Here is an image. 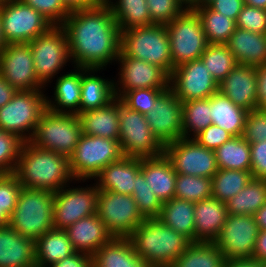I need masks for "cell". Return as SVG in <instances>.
<instances>
[{"instance_id":"cell-66","label":"cell","mask_w":266,"mask_h":267,"mask_svg":"<svg viewBox=\"0 0 266 267\" xmlns=\"http://www.w3.org/2000/svg\"><path fill=\"white\" fill-rule=\"evenodd\" d=\"M99 5H108L111 0H95Z\"/></svg>"},{"instance_id":"cell-67","label":"cell","mask_w":266,"mask_h":267,"mask_svg":"<svg viewBox=\"0 0 266 267\" xmlns=\"http://www.w3.org/2000/svg\"><path fill=\"white\" fill-rule=\"evenodd\" d=\"M213 0H200V6H207Z\"/></svg>"},{"instance_id":"cell-13","label":"cell","mask_w":266,"mask_h":267,"mask_svg":"<svg viewBox=\"0 0 266 267\" xmlns=\"http://www.w3.org/2000/svg\"><path fill=\"white\" fill-rule=\"evenodd\" d=\"M0 15L7 44L29 43L53 26L21 0L0 3Z\"/></svg>"},{"instance_id":"cell-49","label":"cell","mask_w":266,"mask_h":267,"mask_svg":"<svg viewBox=\"0 0 266 267\" xmlns=\"http://www.w3.org/2000/svg\"><path fill=\"white\" fill-rule=\"evenodd\" d=\"M17 177L11 174H2L0 176V208L11 217L16 207L18 195L22 189Z\"/></svg>"},{"instance_id":"cell-6","label":"cell","mask_w":266,"mask_h":267,"mask_svg":"<svg viewBox=\"0 0 266 267\" xmlns=\"http://www.w3.org/2000/svg\"><path fill=\"white\" fill-rule=\"evenodd\" d=\"M82 135V125L77 114L56 113L48 108L43 112L30 143L68 158L74 152Z\"/></svg>"},{"instance_id":"cell-48","label":"cell","mask_w":266,"mask_h":267,"mask_svg":"<svg viewBox=\"0 0 266 267\" xmlns=\"http://www.w3.org/2000/svg\"><path fill=\"white\" fill-rule=\"evenodd\" d=\"M28 6L38 11L53 26L61 24L70 15V11L65 7L63 0H21Z\"/></svg>"},{"instance_id":"cell-36","label":"cell","mask_w":266,"mask_h":267,"mask_svg":"<svg viewBox=\"0 0 266 267\" xmlns=\"http://www.w3.org/2000/svg\"><path fill=\"white\" fill-rule=\"evenodd\" d=\"M218 169L250 171V143L242 136H233L214 150Z\"/></svg>"},{"instance_id":"cell-18","label":"cell","mask_w":266,"mask_h":267,"mask_svg":"<svg viewBox=\"0 0 266 267\" xmlns=\"http://www.w3.org/2000/svg\"><path fill=\"white\" fill-rule=\"evenodd\" d=\"M0 75L17 91L45 89L36 76L28 43L6 45L0 53Z\"/></svg>"},{"instance_id":"cell-54","label":"cell","mask_w":266,"mask_h":267,"mask_svg":"<svg viewBox=\"0 0 266 267\" xmlns=\"http://www.w3.org/2000/svg\"><path fill=\"white\" fill-rule=\"evenodd\" d=\"M211 10L222 13L228 18L237 21L238 15L241 12L243 0H213L207 5Z\"/></svg>"},{"instance_id":"cell-52","label":"cell","mask_w":266,"mask_h":267,"mask_svg":"<svg viewBox=\"0 0 266 267\" xmlns=\"http://www.w3.org/2000/svg\"><path fill=\"white\" fill-rule=\"evenodd\" d=\"M232 137V134L221 127L211 124L194 136L193 139L205 148L215 150Z\"/></svg>"},{"instance_id":"cell-5","label":"cell","mask_w":266,"mask_h":267,"mask_svg":"<svg viewBox=\"0 0 266 267\" xmlns=\"http://www.w3.org/2000/svg\"><path fill=\"white\" fill-rule=\"evenodd\" d=\"M120 52L172 74L170 42L165 25L134 26L120 31Z\"/></svg>"},{"instance_id":"cell-64","label":"cell","mask_w":266,"mask_h":267,"mask_svg":"<svg viewBox=\"0 0 266 267\" xmlns=\"http://www.w3.org/2000/svg\"><path fill=\"white\" fill-rule=\"evenodd\" d=\"M10 217L0 208V227L9 225Z\"/></svg>"},{"instance_id":"cell-53","label":"cell","mask_w":266,"mask_h":267,"mask_svg":"<svg viewBox=\"0 0 266 267\" xmlns=\"http://www.w3.org/2000/svg\"><path fill=\"white\" fill-rule=\"evenodd\" d=\"M253 178L266 179V141L250 143Z\"/></svg>"},{"instance_id":"cell-63","label":"cell","mask_w":266,"mask_h":267,"mask_svg":"<svg viewBox=\"0 0 266 267\" xmlns=\"http://www.w3.org/2000/svg\"><path fill=\"white\" fill-rule=\"evenodd\" d=\"M243 1L244 4L246 5L266 9V0H243Z\"/></svg>"},{"instance_id":"cell-50","label":"cell","mask_w":266,"mask_h":267,"mask_svg":"<svg viewBox=\"0 0 266 267\" xmlns=\"http://www.w3.org/2000/svg\"><path fill=\"white\" fill-rule=\"evenodd\" d=\"M236 27L266 34V9L244 4L236 21Z\"/></svg>"},{"instance_id":"cell-23","label":"cell","mask_w":266,"mask_h":267,"mask_svg":"<svg viewBox=\"0 0 266 267\" xmlns=\"http://www.w3.org/2000/svg\"><path fill=\"white\" fill-rule=\"evenodd\" d=\"M0 267H36L35 240L0 227Z\"/></svg>"},{"instance_id":"cell-60","label":"cell","mask_w":266,"mask_h":267,"mask_svg":"<svg viewBox=\"0 0 266 267\" xmlns=\"http://www.w3.org/2000/svg\"><path fill=\"white\" fill-rule=\"evenodd\" d=\"M224 267H263V261L256 259L226 260Z\"/></svg>"},{"instance_id":"cell-41","label":"cell","mask_w":266,"mask_h":267,"mask_svg":"<svg viewBox=\"0 0 266 267\" xmlns=\"http://www.w3.org/2000/svg\"><path fill=\"white\" fill-rule=\"evenodd\" d=\"M182 109L183 138H193L212 124L209 98L182 102Z\"/></svg>"},{"instance_id":"cell-28","label":"cell","mask_w":266,"mask_h":267,"mask_svg":"<svg viewBox=\"0 0 266 267\" xmlns=\"http://www.w3.org/2000/svg\"><path fill=\"white\" fill-rule=\"evenodd\" d=\"M226 45L237 64L250 67L266 64V34L236 28Z\"/></svg>"},{"instance_id":"cell-4","label":"cell","mask_w":266,"mask_h":267,"mask_svg":"<svg viewBox=\"0 0 266 267\" xmlns=\"http://www.w3.org/2000/svg\"><path fill=\"white\" fill-rule=\"evenodd\" d=\"M54 193L22 187L9 226L25 237L36 240L54 228Z\"/></svg>"},{"instance_id":"cell-38","label":"cell","mask_w":266,"mask_h":267,"mask_svg":"<svg viewBox=\"0 0 266 267\" xmlns=\"http://www.w3.org/2000/svg\"><path fill=\"white\" fill-rule=\"evenodd\" d=\"M116 1V2H114ZM111 0L108 3L120 31L134 26L151 25L146 0Z\"/></svg>"},{"instance_id":"cell-19","label":"cell","mask_w":266,"mask_h":267,"mask_svg":"<svg viewBox=\"0 0 266 267\" xmlns=\"http://www.w3.org/2000/svg\"><path fill=\"white\" fill-rule=\"evenodd\" d=\"M146 118L149 129L163 146L183 138L182 102L170 88L155 101Z\"/></svg>"},{"instance_id":"cell-39","label":"cell","mask_w":266,"mask_h":267,"mask_svg":"<svg viewBox=\"0 0 266 267\" xmlns=\"http://www.w3.org/2000/svg\"><path fill=\"white\" fill-rule=\"evenodd\" d=\"M209 44H227L235 31L236 21L208 6L195 7Z\"/></svg>"},{"instance_id":"cell-61","label":"cell","mask_w":266,"mask_h":267,"mask_svg":"<svg viewBox=\"0 0 266 267\" xmlns=\"http://www.w3.org/2000/svg\"><path fill=\"white\" fill-rule=\"evenodd\" d=\"M253 216L259 231L266 230V204H264Z\"/></svg>"},{"instance_id":"cell-46","label":"cell","mask_w":266,"mask_h":267,"mask_svg":"<svg viewBox=\"0 0 266 267\" xmlns=\"http://www.w3.org/2000/svg\"><path fill=\"white\" fill-rule=\"evenodd\" d=\"M23 141L0 128V173H14Z\"/></svg>"},{"instance_id":"cell-2","label":"cell","mask_w":266,"mask_h":267,"mask_svg":"<svg viewBox=\"0 0 266 267\" xmlns=\"http://www.w3.org/2000/svg\"><path fill=\"white\" fill-rule=\"evenodd\" d=\"M13 174L23 187L53 193L75 180L67 156L35 147L29 141L22 143Z\"/></svg>"},{"instance_id":"cell-40","label":"cell","mask_w":266,"mask_h":267,"mask_svg":"<svg viewBox=\"0 0 266 267\" xmlns=\"http://www.w3.org/2000/svg\"><path fill=\"white\" fill-rule=\"evenodd\" d=\"M252 179L251 171L218 169L212 177V197L226 203Z\"/></svg>"},{"instance_id":"cell-65","label":"cell","mask_w":266,"mask_h":267,"mask_svg":"<svg viewBox=\"0 0 266 267\" xmlns=\"http://www.w3.org/2000/svg\"><path fill=\"white\" fill-rule=\"evenodd\" d=\"M6 45H7V42H6V39H5L4 34H3L2 19H1V15H0V53L4 50Z\"/></svg>"},{"instance_id":"cell-17","label":"cell","mask_w":266,"mask_h":267,"mask_svg":"<svg viewBox=\"0 0 266 267\" xmlns=\"http://www.w3.org/2000/svg\"><path fill=\"white\" fill-rule=\"evenodd\" d=\"M169 88L181 102L206 99L219 92V84L201 59L186 62L173 69Z\"/></svg>"},{"instance_id":"cell-31","label":"cell","mask_w":266,"mask_h":267,"mask_svg":"<svg viewBox=\"0 0 266 267\" xmlns=\"http://www.w3.org/2000/svg\"><path fill=\"white\" fill-rule=\"evenodd\" d=\"M92 267H151L139 257L128 238H112L92 256Z\"/></svg>"},{"instance_id":"cell-44","label":"cell","mask_w":266,"mask_h":267,"mask_svg":"<svg viewBox=\"0 0 266 267\" xmlns=\"http://www.w3.org/2000/svg\"><path fill=\"white\" fill-rule=\"evenodd\" d=\"M132 196L144 218H158L160 216L163 203L149 188L141 172L136 175V184Z\"/></svg>"},{"instance_id":"cell-20","label":"cell","mask_w":266,"mask_h":267,"mask_svg":"<svg viewBox=\"0 0 266 267\" xmlns=\"http://www.w3.org/2000/svg\"><path fill=\"white\" fill-rule=\"evenodd\" d=\"M116 61L120 64L119 78L114 82L116 98L120 99L133 89L169 88L170 76L159 66L127 57L121 52Z\"/></svg>"},{"instance_id":"cell-3","label":"cell","mask_w":266,"mask_h":267,"mask_svg":"<svg viewBox=\"0 0 266 267\" xmlns=\"http://www.w3.org/2000/svg\"><path fill=\"white\" fill-rule=\"evenodd\" d=\"M128 239L136 254L151 267H170L192 243L159 218H145Z\"/></svg>"},{"instance_id":"cell-8","label":"cell","mask_w":266,"mask_h":267,"mask_svg":"<svg viewBox=\"0 0 266 267\" xmlns=\"http://www.w3.org/2000/svg\"><path fill=\"white\" fill-rule=\"evenodd\" d=\"M120 142L82 133L69 157L70 171L75 182L94 179L102 169L123 157Z\"/></svg>"},{"instance_id":"cell-55","label":"cell","mask_w":266,"mask_h":267,"mask_svg":"<svg viewBox=\"0 0 266 267\" xmlns=\"http://www.w3.org/2000/svg\"><path fill=\"white\" fill-rule=\"evenodd\" d=\"M48 267H92V256L83 252H75Z\"/></svg>"},{"instance_id":"cell-32","label":"cell","mask_w":266,"mask_h":267,"mask_svg":"<svg viewBox=\"0 0 266 267\" xmlns=\"http://www.w3.org/2000/svg\"><path fill=\"white\" fill-rule=\"evenodd\" d=\"M75 252L66 231L53 228L35 240L36 267H48Z\"/></svg>"},{"instance_id":"cell-59","label":"cell","mask_w":266,"mask_h":267,"mask_svg":"<svg viewBox=\"0 0 266 267\" xmlns=\"http://www.w3.org/2000/svg\"><path fill=\"white\" fill-rule=\"evenodd\" d=\"M63 3L70 12L93 8L99 5L95 0H63Z\"/></svg>"},{"instance_id":"cell-14","label":"cell","mask_w":266,"mask_h":267,"mask_svg":"<svg viewBox=\"0 0 266 267\" xmlns=\"http://www.w3.org/2000/svg\"><path fill=\"white\" fill-rule=\"evenodd\" d=\"M164 154L177 174L212 178L218 171L214 150L193 138H181L165 145Z\"/></svg>"},{"instance_id":"cell-10","label":"cell","mask_w":266,"mask_h":267,"mask_svg":"<svg viewBox=\"0 0 266 267\" xmlns=\"http://www.w3.org/2000/svg\"><path fill=\"white\" fill-rule=\"evenodd\" d=\"M119 142L126 157L154 158L164 154V146L149 129L146 115L129 109L120 99Z\"/></svg>"},{"instance_id":"cell-30","label":"cell","mask_w":266,"mask_h":267,"mask_svg":"<svg viewBox=\"0 0 266 267\" xmlns=\"http://www.w3.org/2000/svg\"><path fill=\"white\" fill-rule=\"evenodd\" d=\"M75 72H67L57 77L54 86V97L46 96L47 108L56 113L79 115L81 100V68L74 67ZM52 99V100H51Z\"/></svg>"},{"instance_id":"cell-1","label":"cell","mask_w":266,"mask_h":267,"mask_svg":"<svg viewBox=\"0 0 266 267\" xmlns=\"http://www.w3.org/2000/svg\"><path fill=\"white\" fill-rule=\"evenodd\" d=\"M74 67L104 69L120 52V30L108 5L75 10L61 24Z\"/></svg>"},{"instance_id":"cell-9","label":"cell","mask_w":266,"mask_h":267,"mask_svg":"<svg viewBox=\"0 0 266 267\" xmlns=\"http://www.w3.org/2000/svg\"><path fill=\"white\" fill-rule=\"evenodd\" d=\"M165 26L170 42L172 72L179 65L200 59L209 43L194 9H185Z\"/></svg>"},{"instance_id":"cell-21","label":"cell","mask_w":266,"mask_h":267,"mask_svg":"<svg viewBox=\"0 0 266 267\" xmlns=\"http://www.w3.org/2000/svg\"><path fill=\"white\" fill-rule=\"evenodd\" d=\"M219 92L247 111L256 109V67L237 64L219 83Z\"/></svg>"},{"instance_id":"cell-35","label":"cell","mask_w":266,"mask_h":267,"mask_svg":"<svg viewBox=\"0 0 266 267\" xmlns=\"http://www.w3.org/2000/svg\"><path fill=\"white\" fill-rule=\"evenodd\" d=\"M266 204V179L253 178L243 190L226 202L228 214L254 215Z\"/></svg>"},{"instance_id":"cell-45","label":"cell","mask_w":266,"mask_h":267,"mask_svg":"<svg viewBox=\"0 0 266 267\" xmlns=\"http://www.w3.org/2000/svg\"><path fill=\"white\" fill-rule=\"evenodd\" d=\"M168 88H144L127 91L121 98V102L129 109L141 114H148L153 109L155 101Z\"/></svg>"},{"instance_id":"cell-16","label":"cell","mask_w":266,"mask_h":267,"mask_svg":"<svg viewBox=\"0 0 266 267\" xmlns=\"http://www.w3.org/2000/svg\"><path fill=\"white\" fill-rule=\"evenodd\" d=\"M93 185L70 188L68 184L54 192V229L66 230L78 220L96 214L99 189Z\"/></svg>"},{"instance_id":"cell-15","label":"cell","mask_w":266,"mask_h":267,"mask_svg":"<svg viewBox=\"0 0 266 267\" xmlns=\"http://www.w3.org/2000/svg\"><path fill=\"white\" fill-rule=\"evenodd\" d=\"M258 233L253 215L228 214L214 244L226 260L253 259Z\"/></svg>"},{"instance_id":"cell-29","label":"cell","mask_w":266,"mask_h":267,"mask_svg":"<svg viewBox=\"0 0 266 267\" xmlns=\"http://www.w3.org/2000/svg\"><path fill=\"white\" fill-rule=\"evenodd\" d=\"M82 133L119 141V98L105 107L78 115Z\"/></svg>"},{"instance_id":"cell-62","label":"cell","mask_w":266,"mask_h":267,"mask_svg":"<svg viewBox=\"0 0 266 267\" xmlns=\"http://www.w3.org/2000/svg\"><path fill=\"white\" fill-rule=\"evenodd\" d=\"M185 9H194L200 6V0H178Z\"/></svg>"},{"instance_id":"cell-27","label":"cell","mask_w":266,"mask_h":267,"mask_svg":"<svg viewBox=\"0 0 266 267\" xmlns=\"http://www.w3.org/2000/svg\"><path fill=\"white\" fill-rule=\"evenodd\" d=\"M100 70L101 69L81 68V100L79 114L105 107L116 99L115 81L97 75Z\"/></svg>"},{"instance_id":"cell-34","label":"cell","mask_w":266,"mask_h":267,"mask_svg":"<svg viewBox=\"0 0 266 267\" xmlns=\"http://www.w3.org/2000/svg\"><path fill=\"white\" fill-rule=\"evenodd\" d=\"M194 202L172 198L162 204L158 217L166 226L195 242Z\"/></svg>"},{"instance_id":"cell-7","label":"cell","mask_w":266,"mask_h":267,"mask_svg":"<svg viewBox=\"0 0 266 267\" xmlns=\"http://www.w3.org/2000/svg\"><path fill=\"white\" fill-rule=\"evenodd\" d=\"M45 95L42 89L17 91L7 104L0 107V128L15 134L23 142L30 141L47 109Z\"/></svg>"},{"instance_id":"cell-24","label":"cell","mask_w":266,"mask_h":267,"mask_svg":"<svg viewBox=\"0 0 266 267\" xmlns=\"http://www.w3.org/2000/svg\"><path fill=\"white\" fill-rule=\"evenodd\" d=\"M65 231L76 252L91 256L113 238L97 214L78 220Z\"/></svg>"},{"instance_id":"cell-51","label":"cell","mask_w":266,"mask_h":267,"mask_svg":"<svg viewBox=\"0 0 266 267\" xmlns=\"http://www.w3.org/2000/svg\"><path fill=\"white\" fill-rule=\"evenodd\" d=\"M242 137L249 143L266 141V110L248 111Z\"/></svg>"},{"instance_id":"cell-47","label":"cell","mask_w":266,"mask_h":267,"mask_svg":"<svg viewBox=\"0 0 266 267\" xmlns=\"http://www.w3.org/2000/svg\"><path fill=\"white\" fill-rule=\"evenodd\" d=\"M146 2L151 25H167L185 10L178 0H146Z\"/></svg>"},{"instance_id":"cell-26","label":"cell","mask_w":266,"mask_h":267,"mask_svg":"<svg viewBox=\"0 0 266 267\" xmlns=\"http://www.w3.org/2000/svg\"><path fill=\"white\" fill-rule=\"evenodd\" d=\"M140 172L162 203L175 197L177 173L165 154L154 158H141Z\"/></svg>"},{"instance_id":"cell-57","label":"cell","mask_w":266,"mask_h":267,"mask_svg":"<svg viewBox=\"0 0 266 267\" xmlns=\"http://www.w3.org/2000/svg\"><path fill=\"white\" fill-rule=\"evenodd\" d=\"M253 259L266 262V230L258 233Z\"/></svg>"},{"instance_id":"cell-33","label":"cell","mask_w":266,"mask_h":267,"mask_svg":"<svg viewBox=\"0 0 266 267\" xmlns=\"http://www.w3.org/2000/svg\"><path fill=\"white\" fill-rule=\"evenodd\" d=\"M212 124L233 136H242L248 111L235 105L220 92L209 97Z\"/></svg>"},{"instance_id":"cell-25","label":"cell","mask_w":266,"mask_h":267,"mask_svg":"<svg viewBox=\"0 0 266 267\" xmlns=\"http://www.w3.org/2000/svg\"><path fill=\"white\" fill-rule=\"evenodd\" d=\"M226 203L210 197L195 203V242H214L226 222Z\"/></svg>"},{"instance_id":"cell-42","label":"cell","mask_w":266,"mask_h":267,"mask_svg":"<svg viewBox=\"0 0 266 267\" xmlns=\"http://www.w3.org/2000/svg\"><path fill=\"white\" fill-rule=\"evenodd\" d=\"M200 59L218 84L237 65L234 55L226 44H209Z\"/></svg>"},{"instance_id":"cell-58","label":"cell","mask_w":266,"mask_h":267,"mask_svg":"<svg viewBox=\"0 0 266 267\" xmlns=\"http://www.w3.org/2000/svg\"><path fill=\"white\" fill-rule=\"evenodd\" d=\"M16 92L17 90L0 75V107L7 104Z\"/></svg>"},{"instance_id":"cell-22","label":"cell","mask_w":266,"mask_h":267,"mask_svg":"<svg viewBox=\"0 0 266 267\" xmlns=\"http://www.w3.org/2000/svg\"><path fill=\"white\" fill-rule=\"evenodd\" d=\"M141 171V158L123 156L120 160L107 165L94 178L99 191H112L132 195L136 175Z\"/></svg>"},{"instance_id":"cell-43","label":"cell","mask_w":266,"mask_h":267,"mask_svg":"<svg viewBox=\"0 0 266 267\" xmlns=\"http://www.w3.org/2000/svg\"><path fill=\"white\" fill-rule=\"evenodd\" d=\"M212 178L177 174L175 198L199 202L212 196Z\"/></svg>"},{"instance_id":"cell-56","label":"cell","mask_w":266,"mask_h":267,"mask_svg":"<svg viewBox=\"0 0 266 267\" xmlns=\"http://www.w3.org/2000/svg\"><path fill=\"white\" fill-rule=\"evenodd\" d=\"M257 106L258 110H266V64L256 67Z\"/></svg>"},{"instance_id":"cell-11","label":"cell","mask_w":266,"mask_h":267,"mask_svg":"<svg viewBox=\"0 0 266 267\" xmlns=\"http://www.w3.org/2000/svg\"><path fill=\"white\" fill-rule=\"evenodd\" d=\"M28 44L32 51L36 76L46 87L67 62H71L66 32L61 26H52Z\"/></svg>"},{"instance_id":"cell-12","label":"cell","mask_w":266,"mask_h":267,"mask_svg":"<svg viewBox=\"0 0 266 267\" xmlns=\"http://www.w3.org/2000/svg\"><path fill=\"white\" fill-rule=\"evenodd\" d=\"M96 214L113 238H128L145 220L132 195L112 191L98 192Z\"/></svg>"},{"instance_id":"cell-37","label":"cell","mask_w":266,"mask_h":267,"mask_svg":"<svg viewBox=\"0 0 266 267\" xmlns=\"http://www.w3.org/2000/svg\"><path fill=\"white\" fill-rule=\"evenodd\" d=\"M225 262L214 242H192L170 267H224Z\"/></svg>"},{"instance_id":"cell-68","label":"cell","mask_w":266,"mask_h":267,"mask_svg":"<svg viewBox=\"0 0 266 267\" xmlns=\"http://www.w3.org/2000/svg\"><path fill=\"white\" fill-rule=\"evenodd\" d=\"M7 1H14V0H0V3L7 2Z\"/></svg>"}]
</instances>
